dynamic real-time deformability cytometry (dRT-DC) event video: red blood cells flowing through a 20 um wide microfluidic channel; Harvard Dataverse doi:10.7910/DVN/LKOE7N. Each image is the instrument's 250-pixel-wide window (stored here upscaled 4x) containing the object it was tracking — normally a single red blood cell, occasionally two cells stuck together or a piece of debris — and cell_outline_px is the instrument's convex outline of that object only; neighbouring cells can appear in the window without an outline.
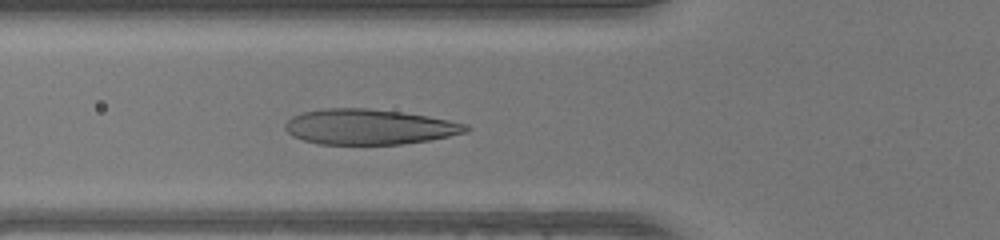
{"species": "human", "species_latin": "Homo sapiens", "temperature_condition": "warm", "stored_images_in_passage": 48, "camera_frame_rate_fps": 3000, "um_per_image_px": 0.085, "donor": {"sex": "female"}, "frame": {"image": 1, "passage_image": 17, "time_ms": 5.333, "image_size_px": [1000, 240], "cell_outline_px": [[472, 128], [468, 132], [428, 140], [400, 144], [320, 144], [304, 140], [292, 136], [284, 128], [284, 124], [292, 116], [304, 112], [324, 108], [368, 108], [400, 112], [428, 116], [468, 124]], "centroid_in_image_um": [31.38, 10.78], "position_along_channel_um": 94.4, "area_um2": 37.17}}
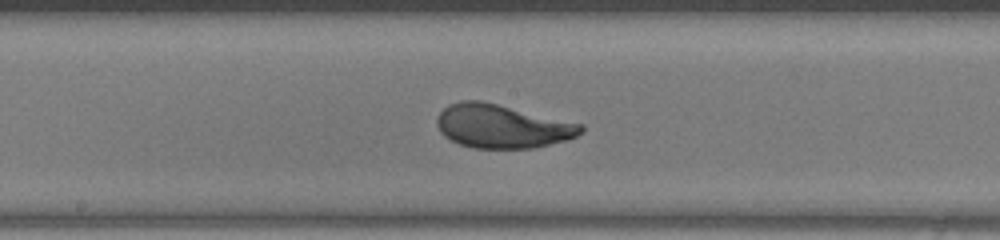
{"frame": {"image": 2, "passage_image": 25, "time_ms": 8.0, "image_size_px": [1000, 240], "cell_outline_px": [[584, 132], [568, 140], [532, 148], [472, 148], [460, 144], [444, 136], [440, 132], [436, 124], [436, 116], [448, 104], [460, 100], [480, 100], [584, 124]], "centroid_in_image_um": [42.67, 10.73], "position_along_channel_um": 205.5, "area_um2": 36.76}}
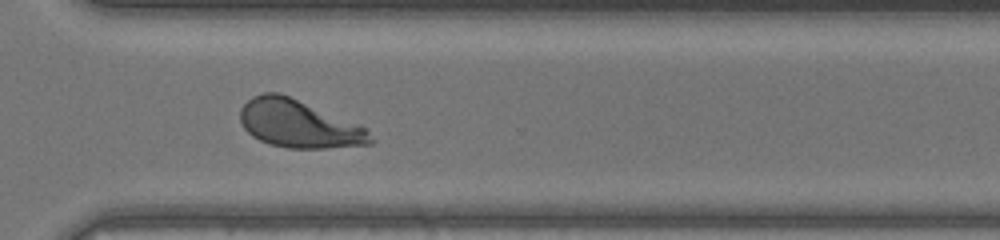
{"frame": {"image": 3, "passage_image": 35, "time_ms": 11.333, "image_size_px": [1000, 240], "cell_outline_px": [[376, 140], [372, 144], [324, 148], [288, 148], [272, 144], [260, 140], [252, 136], [244, 128], [240, 120], [240, 108], [252, 96], [264, 92], [280, 92], [360, 124], [368, 128]], "centroid_in_image_um": [25.44, 10.52], "position_along_channel_um": 345.2, "area_um2": 36.53}, "authors_computed_cell_mechanics": {"area_um2": 36.4429, "velocity_mm_per_s": 4.1731, "shape_relaxation_time_tau1_ms": 2.8312, "shape_relaxation_time_tau2_ms": null, "deformation_change_tau1": 0.1802, "deformation_change_tau2": null}}